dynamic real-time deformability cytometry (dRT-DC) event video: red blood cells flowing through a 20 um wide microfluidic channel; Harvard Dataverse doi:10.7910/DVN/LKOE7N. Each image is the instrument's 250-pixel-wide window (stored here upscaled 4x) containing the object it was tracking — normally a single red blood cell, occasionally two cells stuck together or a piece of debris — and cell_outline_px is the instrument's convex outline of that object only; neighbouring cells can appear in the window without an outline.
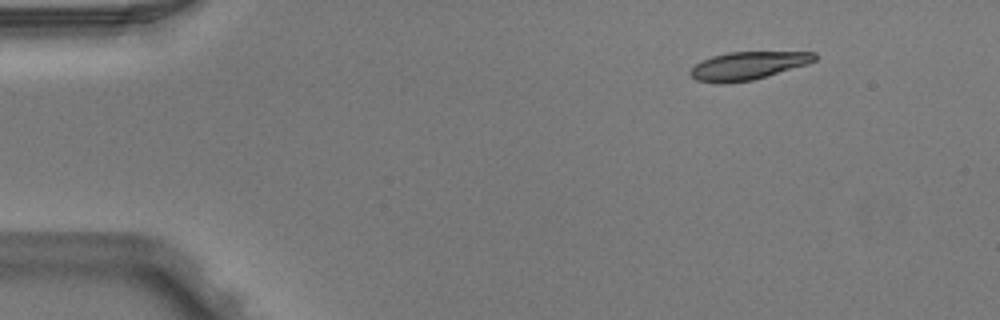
{"species": "Egyptian fruit bat (a non-hibernating species)", "species_latin": "Rousettus aegyptiacus", "temperature_condition": "warm", "stored_images_in_passage": 3, "camera_frame_rate_fps": 3000, "um_per_image_px": 0.085, "animal": {"sex": "male"}, "frame": {"image": 1, "passage_image": 1, "time_ms": 0.0, "image_size_px": [1000, 320], "cell_outline_px": [[816, 60], [808, 64], [752, 80], [696, 80], [688, 72], [696, 64], [712, 56], [728, 52], [816, 52]], "centroid_in_image_um": [63.66, 5.53], "position_along_channel_um": 21.3, "area_um2": 19.31}}